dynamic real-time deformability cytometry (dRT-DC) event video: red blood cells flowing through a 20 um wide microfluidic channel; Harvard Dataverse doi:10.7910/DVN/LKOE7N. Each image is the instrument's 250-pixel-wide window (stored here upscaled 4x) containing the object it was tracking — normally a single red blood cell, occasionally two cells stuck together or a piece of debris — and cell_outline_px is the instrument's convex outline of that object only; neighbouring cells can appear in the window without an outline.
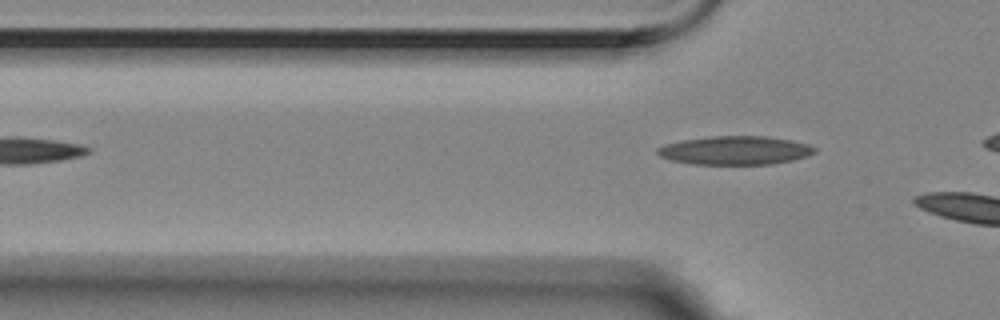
{"species": "Egyptian fruit bat (a non-hibernating species)", "species_latin": "Rousettus aegyptiacus", "temperature_condition": "room temperature", "stored_images_in_passage": 2, "camera_frame_rate_fps": 3000, "um_per_image_px": 0.085, "animal": {"sex": "female"}, "frame": {"image": 1, "passage_image": 2, "time_ms": 0.333, "image_size_px": [1000, 320], "cell_outline_px": [[816, 152], [808, 156], [792, 160], [772, 164], [692, 164], [672, 160], [660, 156], [656, 152], [656, 148], [664, 144], [680, 140], [712, 136], [768, 136], [792, 140], [808, 144], [816, 148]], "centroid_in_image_um": [62.49, 12.77], "position_along_channel_um": 63.3, "area_um2": 26.36}}